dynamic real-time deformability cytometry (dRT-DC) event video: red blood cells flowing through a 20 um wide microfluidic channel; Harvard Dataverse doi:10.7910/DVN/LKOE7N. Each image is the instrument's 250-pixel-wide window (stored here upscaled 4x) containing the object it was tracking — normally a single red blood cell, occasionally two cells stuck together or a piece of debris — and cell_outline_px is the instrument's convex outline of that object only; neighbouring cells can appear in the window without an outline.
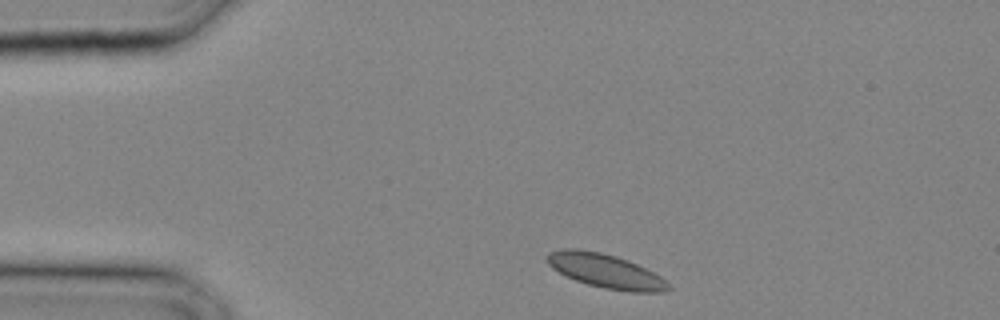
{"species": "common noctule bat (a hibernating species)", "species_latin": "Nyctalus noctula", "temperature_condition": "cold", "stored_images_in_passage": 18, "camera_frame_rate_fps": 3000, "um_per_image_px": 0.085, "animal": {"sex": "male", "body_mass_g": 20.4}, "frame": {"image": 1, "passage_image": 1, "time_ms": 0.0, "image_size_px": [1000, 320], "cell_outline_px": [[672, 288], [664, 292], [632, 292], [604, 288], [588, 284], [576, 280], [552, 268], [548, 264], [544, 256], [548, 252], [564, 248], [576, 248], [600, 252], [616, 256], [628, 260], [660, 276]], "centroid_in_image_um": [51.44, 23.02], "position_along_channel_um": 33.6, "area_um2": 23.93}}
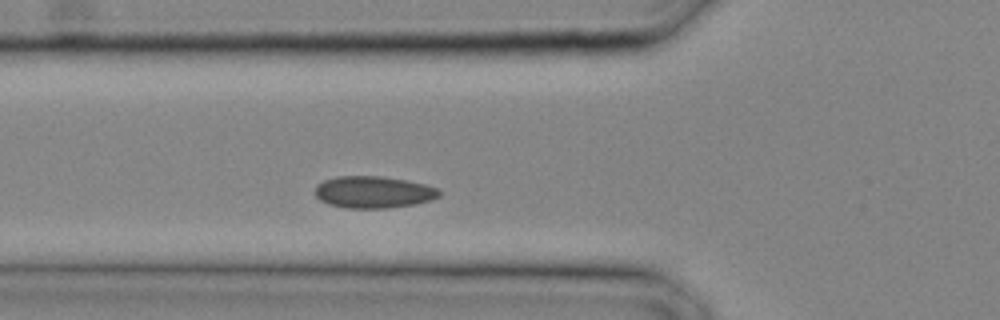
{"frame": {"image": 2, "passage_image": 6, "time_ms": 1.667, "image_size_px": [1000, 320], "cell_outline_px": [[440, 196], [432, 200], [416, 204], [388, 208], [348, 208], [328, 204], [320, 200], [316, 196], [316, 184], [324, 180], [336, 176], [384, 176], [424, 184], [436, 188], [440, 192]], "centroid_in_image_um": [31.73, 16.33], "position_along_channel_um": 94.1, "area_um2": 23.12}}
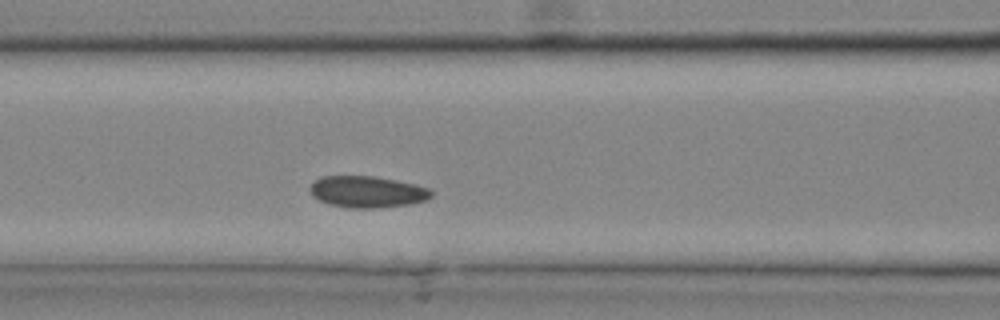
{"frame": {"image": 3, "passage_image": 8, "time_ms": 2.333, "image_size_px": [1000, 320], "cell_outline_px": [[432, 196], [424, 200], [408, 204], [376, 208], [348, 208], [328, 204], [312, 196], [308, 188], [312, 180], [320, 176], [372, 176], [396, 180], [428, 188], [432, 192]], "centroid_in_image_um": [31.12, 16.3], "position_along_channel_um": 135.5, "area_um2": 22.31}}